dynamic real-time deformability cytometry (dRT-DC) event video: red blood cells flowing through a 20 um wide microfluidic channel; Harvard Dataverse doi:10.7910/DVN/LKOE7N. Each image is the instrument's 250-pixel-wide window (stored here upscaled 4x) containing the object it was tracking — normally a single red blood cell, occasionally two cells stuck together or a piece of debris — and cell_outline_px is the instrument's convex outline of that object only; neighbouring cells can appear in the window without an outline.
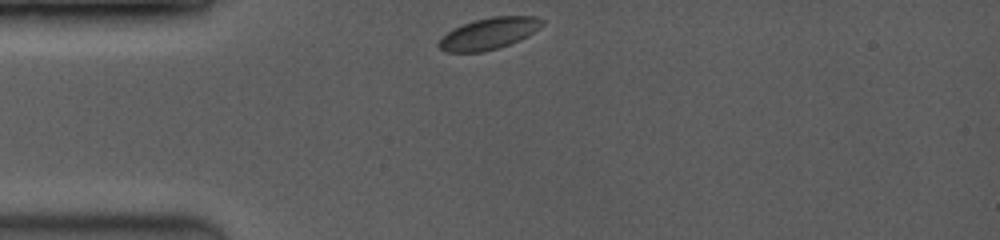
{"species": "common noctule bat (a hibernating species)", "species_latin": "Nyctalus noctula", "temperature_condition": "room temperature", "stored_images_in_passage": 37, "camera_frame_rate_fps": 3500, "um_per_image_px": 0.085, "animal": {"sex": "female", "body_mass_g": 19.0, "forearm_length_mm": 53.3}, "frame": {"image": 1, "passage_image": 1, "time_ms": 0.0, "image_size_px": [1000, 240], "cell_outline_px": [[544, 24], [520, 40], [496, 48], [480, 52], [448, 52], [440, 48], [436, 44], [448, 32], [472, 20], [492, 16], [536, 16], [544, 20]], "centroid_in_image_um": [41.57, 2.83], "position_along_channel_um": 43.4, "area_um2": 18.67}}
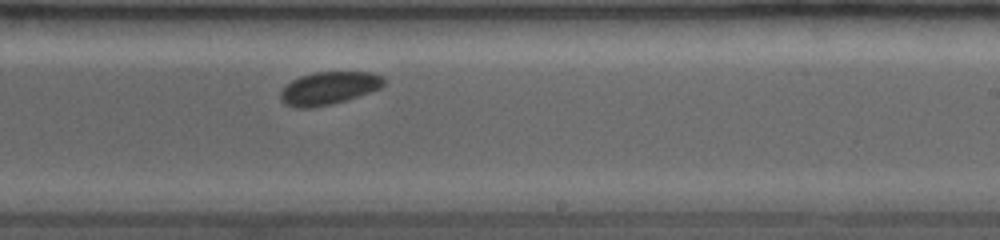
{"frame": {"image": 2, "passage_image": 22, "time_ms": 6.0, "image_size_px": [1000, 240], "cell_outline_px": [[384, 84], [380, 88], [332, 104], [312, 108], [296, 108], [284, 104], [280, 100], [280, 92], [292, 80], [300, 76], [316, 72], [372, 72], [384, 76]], "centroid_in_image_um": [27.92, 7.49], "position_along_channel_um": 261.1, "area_um2": 19.65}}
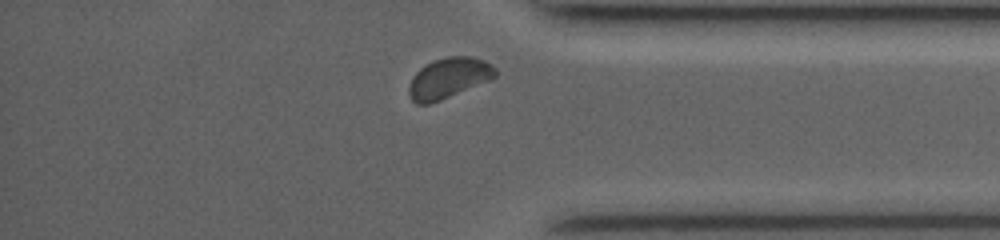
{"frame": {"image": 3, "passage_image": 34, "time_ms": 9.429, "image_size_px": [1000, 240], "cell_outline_px": [[496, 76], [492, 80], [440, 100], [428, 104], [416, 104], [412, 100], [408, 92], [408, 88], [416, 72], [420, 68], [432, 60], [448, 56], [472, 56], [484, 60], [492, 64], [496, 68]], "centroid_in_image_um": [38.17, 6.62], "position_along_channel_um": 397.0, "area_um2": 20.52}, "authors_computed_cell_mechanics": {"area_um2": 19.652, "velocity_mm_per_s": 3.9998, "shape_relaxation_time_tau1_ms": 5.7967, "shape_relaxation_time_tau2_ms": null, "deformation_change_tau1": 0.1827, "deformation_change_tau2": null}}